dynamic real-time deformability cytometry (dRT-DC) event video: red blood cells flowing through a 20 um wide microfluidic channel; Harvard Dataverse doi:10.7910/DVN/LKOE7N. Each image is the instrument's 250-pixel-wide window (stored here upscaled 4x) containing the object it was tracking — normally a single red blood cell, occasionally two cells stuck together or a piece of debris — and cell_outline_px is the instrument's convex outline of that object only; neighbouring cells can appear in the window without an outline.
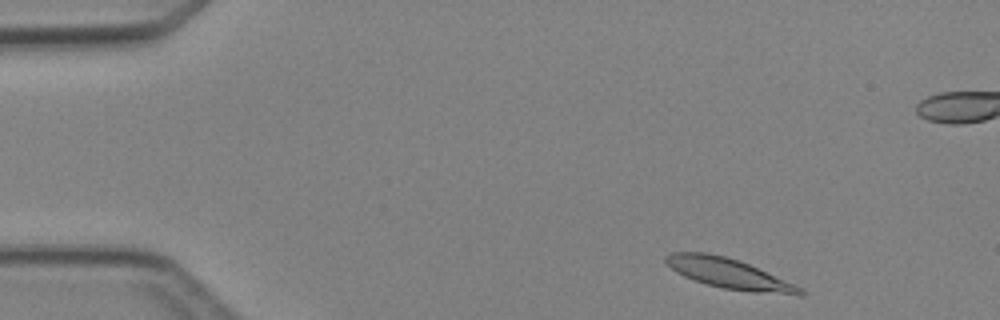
{"species": "Egyptian fruit bat (a non-hibernating species)", "species_latin": "Rousettus aegyptiacus", "temperature_condition": "cold", "stored_images_in_passage": 3, "camera_frame_rate_fps": 3000, "um_per_image_px": 0.085, "animal": {"sex": "female"}, "frame": {"image": 1, "passage_image": 1, "time_ms": 0.0, "image_size_px": [1000, 320], "cell_outline_px": [[804, 296], [800, 296], [752, 292], [724, 288], [708, 284], [684, 276], [676, 272], [664, 260], [664, 256], [672, 252], [704, 252], [724, 256], [740, 260], [796, 284], [804, 288]], "centroid_in_image_um": [62.04, 23.26], "position_along_channel_um": 23.0, "area_um2": 23.64}}